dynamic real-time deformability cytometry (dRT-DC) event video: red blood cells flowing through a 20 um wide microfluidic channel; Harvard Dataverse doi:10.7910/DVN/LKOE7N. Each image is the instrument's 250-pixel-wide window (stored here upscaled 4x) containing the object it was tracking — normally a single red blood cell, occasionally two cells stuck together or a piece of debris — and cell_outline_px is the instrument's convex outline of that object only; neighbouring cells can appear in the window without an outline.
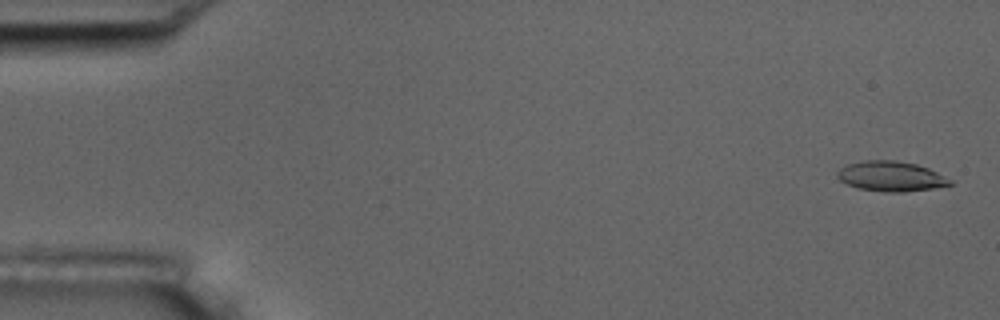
{"species": "common noctule bat (a hibernating species)", "species_latin": "Nyctalus noctula", "temperature_condition": "room temperature", "stored_images_in_passage": 5, "camera_frame_rate_fps": 3000, "um_per_image_px": 0.085, "animal": {"sex": "male", "body_mass_g": 17.5, "forearm_length_mm": 52.3}, "frame": {"image": 1, "passage_image": 1, "time_ms": 0.0, "image_size_px": [1000, 320], "cell_outline_px": [[952, 184], [932, 188], [904, 192], [884, 192], [856, 188], [840, 180], [836, 176], [836, 172], [840, 168], [848, 164], [864, 160], [896, 160], [916, 164], [928, 168], [952, 180]], "centroid_in_image_um": [75.7, 14.98], "position_along_channel_um": 9.3, "area_um2": 19.71}}
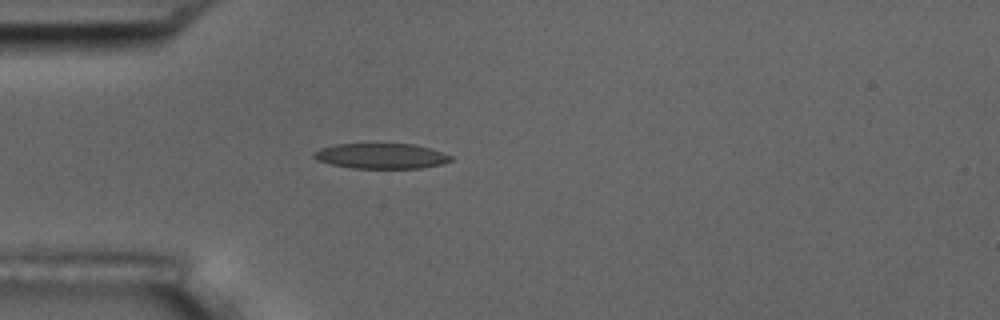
{"frame": {"image": 2, "passage_image": 5, "time_ms": 4.667, "image_size_px": [1000, 320], "cell_outline_px": [[452, 160], [444, 164], [420, 168], [352, 168], [332, 164], [316, 160], [312, 156], [312, 152], [320, 148], [336, 144], [412, 144], [428, 148], [452, 156]], "centroid_in_image_um": [32.36, 13.26], "position_along_channel_um": 52.6, "area_um2": 20.11}}